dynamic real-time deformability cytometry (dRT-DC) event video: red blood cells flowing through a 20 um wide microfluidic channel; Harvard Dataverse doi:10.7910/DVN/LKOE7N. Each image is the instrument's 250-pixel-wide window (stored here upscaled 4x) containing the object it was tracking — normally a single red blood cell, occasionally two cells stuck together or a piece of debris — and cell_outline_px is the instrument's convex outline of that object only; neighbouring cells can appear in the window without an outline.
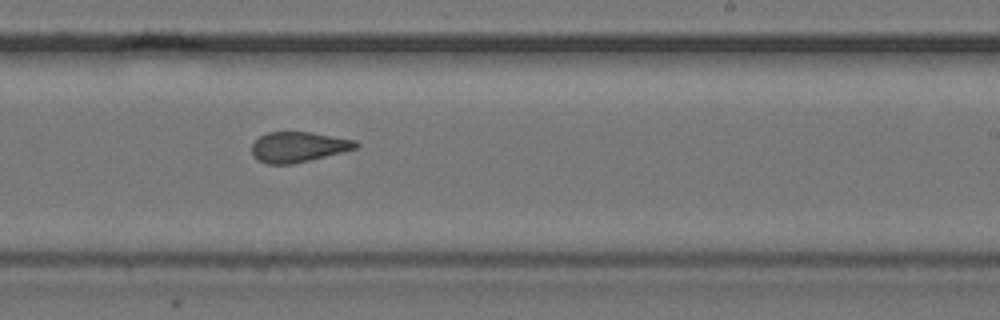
{"species": "common noctule bat (a hibernating species)", "species_latin": "Nyctalus noctula", "temperature_condition": "cold", "stored_images_in_passage": 11, "camera_frame_rate_fps": 3000, "um_per_image_px": 0.085, "animal": {"sex": "female", "body_mass_g": 24.6, "forearm_length_mm": 56.2}, "frame": {"image": 1, "passage_image": 10, "time_ms": 3.0, "image_size_px": [1000, 320], "cell_outline_px": [[360, 144], [356, 148], [292, 164], [268, 164], [252, 156], [252, 144], [260, 136], [268, 132], [312, 132], [356, 140]], "centroid_in_image_um": [25.34, 12.48], "position_along_channel_um": 263.7, "area_um2": 18.15}}
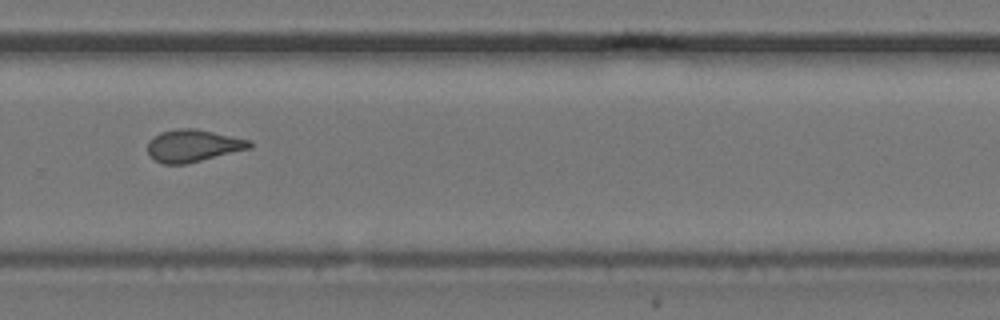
{"frame": {"image": 2, "passage_image": 11, "time_ms": 3.333, "image_size_px": [1000, 320], "cell_outline_px": [[252, 148], [184, 164], [164, 164], [156, 160], [148, 152], [148, 140], [160, 132], [176, 128], [196, 128], [252, 140]], "centroid_in_image_um": [16.43, 12.36], "position_along_channel_um": 313.4, "area_um2": 19.19}}